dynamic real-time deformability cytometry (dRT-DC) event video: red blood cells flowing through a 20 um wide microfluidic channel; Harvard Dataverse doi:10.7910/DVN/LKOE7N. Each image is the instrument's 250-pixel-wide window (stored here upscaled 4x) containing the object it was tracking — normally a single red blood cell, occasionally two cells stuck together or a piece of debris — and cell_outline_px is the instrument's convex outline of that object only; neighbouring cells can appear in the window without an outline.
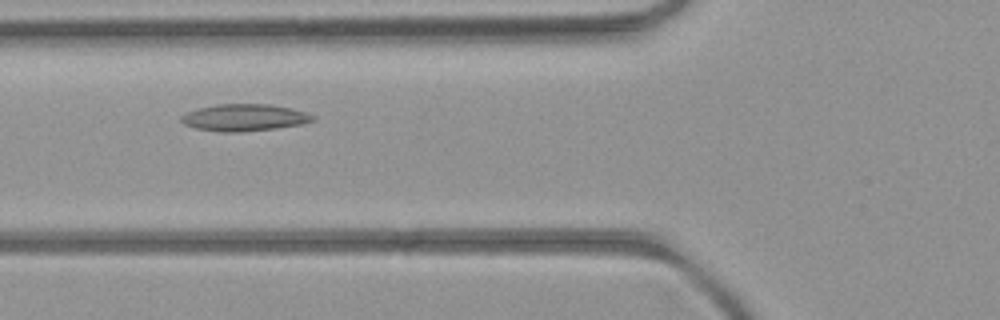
{"species": "common noctule bat (a hibernating species)", "species_latin": "Nyctalus noctula", "temperature_condition": "room temperature", "stored_images_in_passage": 32, "camera_frame_rate_fps": 3000, "um_per_image_px": 0.085, "animal": {"sex": "female", "body_mass_g": 21.9}, "frame": {"image": 1, "passage_image": 3, "time_ms": 0.667, "image_size_px": [1000, 320], "cell_outline_px": [[316, 120], [300, 124], [276, 128], [240, 132], [220, 132], [196, 128], [184, 124], [180, 120], [180, 116], [188, 112], [200, 108], [216, 104], [268, 104], [292, 108], [316, 116]], "centroid_in_image_um": [20.77, 9.99], "position_along_channel_um": 105.0, "area_um2": 20.58}}
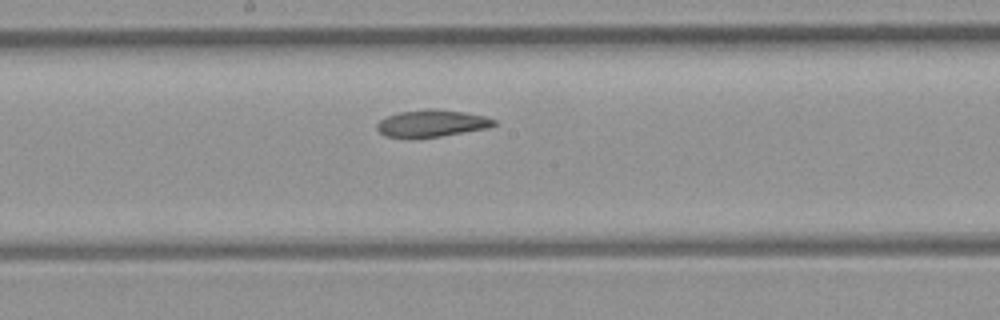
{"frame": {"image": 2, "passage_image": 11, "time_ms": 3.333, "image_size_px": [1000, 320], "cell_outline_px": [[496, 124], [488, 128], [440, 136], [384, 136], [376, 128], [376, 124], [380, 120], [388, 116], [400, 112], [428, 108], [432, 108], [464, 112], [484, 116], [496, 120]], "centroid_in_image_um": [36.72, 10.46], "position_along_channel_um": 211.5, "area_um2": 17.98}}
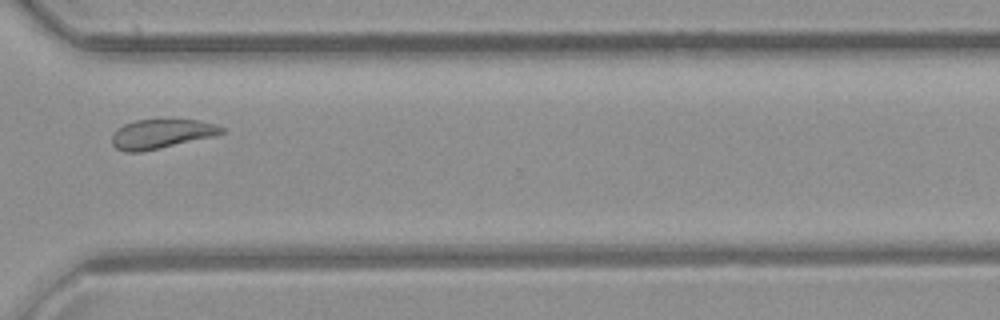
{"frame": {"image": 3, "passage_image": 22, "time_ms": 7.0, "image_size_px": [1000, 320], "cell_outline_px": [[224, 132], [216, 136], [160, 148], [140, 152], [124, 152], [116, 148], [112, 144], [112, 132], [116, 128], [124, 124], [136, 120], [168, 116], [172, 116], [200, 120], [224, 128]], "centroid_in_image_um": [13.71, 11.32], "position_along_channel_um": 356.9, "area_um2": 19.71}}